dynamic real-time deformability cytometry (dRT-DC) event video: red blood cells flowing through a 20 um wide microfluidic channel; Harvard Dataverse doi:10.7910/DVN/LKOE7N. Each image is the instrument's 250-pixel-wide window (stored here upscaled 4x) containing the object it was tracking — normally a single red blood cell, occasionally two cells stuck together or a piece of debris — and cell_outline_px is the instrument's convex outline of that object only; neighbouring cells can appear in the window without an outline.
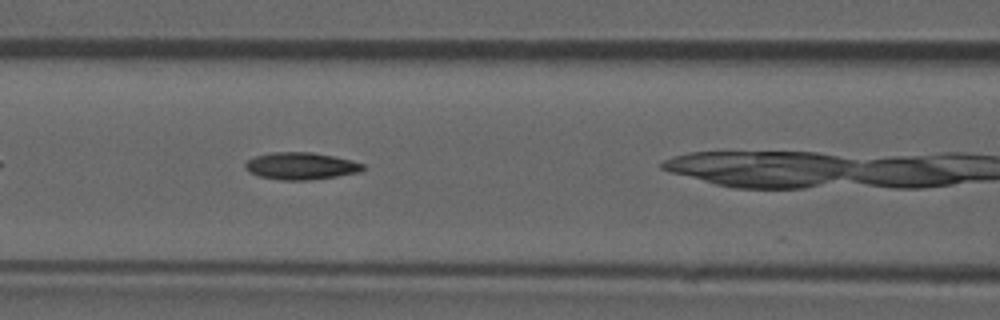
{"species": "common noctule bat (a hibernating species)", "species_latin": "Nyctalus noctula", "temperature_condition": "room temperature", "stored_images_in_passage": 11, "camera_frame_rate_fps": 3000, "um_per_image_px": 0.085, "animal": {"sex": "male", "forearm_length_mm": 52.5}, "frame": {"image": 1, "passage_image": 7, "time_ms": 2.0, "image_size_px": [1000, 320], "cell_outline_px": [[364, 168], [360, 172], [336, 176], [308, 180], [280, 180], [260, 176], [248, 172], [244, 168], [244, 164], [248, 160], [256, 156], [272, 152], [312, 152], [336, 156], [352, 160], [364, 164]], "centroid_in_image_um": [25.58, 14.1], "position_along_channel_um": 141.0, "area_um2": 18.67}}